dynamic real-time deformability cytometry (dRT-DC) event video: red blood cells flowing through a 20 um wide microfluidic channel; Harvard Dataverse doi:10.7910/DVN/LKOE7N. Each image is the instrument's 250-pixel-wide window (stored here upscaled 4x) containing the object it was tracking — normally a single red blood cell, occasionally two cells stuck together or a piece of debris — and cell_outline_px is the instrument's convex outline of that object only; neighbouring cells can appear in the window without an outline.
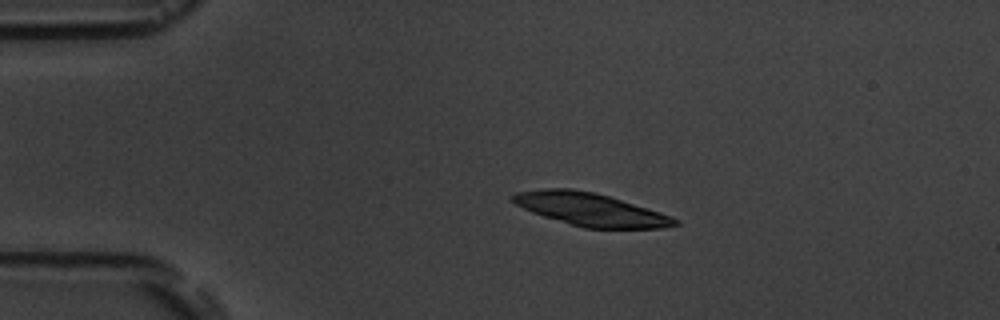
{"species": "common noctule bat (a hibernating species)", "species_latin": "Nyctalus noctula", "temperature_condition": "room temperature", "stored_images_in_passage": 7, "camera_frame_rate_fps": 3000, "um_per_image_px": 0.085, "animal": {"sex": "male", "body_mass_g": 19.5, "forearm_length_mm": 54.6}, "frame": {"image": 1, "passage_image": 3, "time_ms": 2.333, "image_size_px": [1000, 320], "cell_outline_px": [[680, 224], [664, 228], [584, 228], [544, 216], [532, 212], [516, 204], [508, 196], [516, 192], [548, 188], [572, 188], [592, 192], [608, 196], [660, 212], [672, 216], [680, 220]], "centroid_in_image_um": [50.2, 17.8], "position_along_channel_um": 34.8, "area_um2": 30.81}}